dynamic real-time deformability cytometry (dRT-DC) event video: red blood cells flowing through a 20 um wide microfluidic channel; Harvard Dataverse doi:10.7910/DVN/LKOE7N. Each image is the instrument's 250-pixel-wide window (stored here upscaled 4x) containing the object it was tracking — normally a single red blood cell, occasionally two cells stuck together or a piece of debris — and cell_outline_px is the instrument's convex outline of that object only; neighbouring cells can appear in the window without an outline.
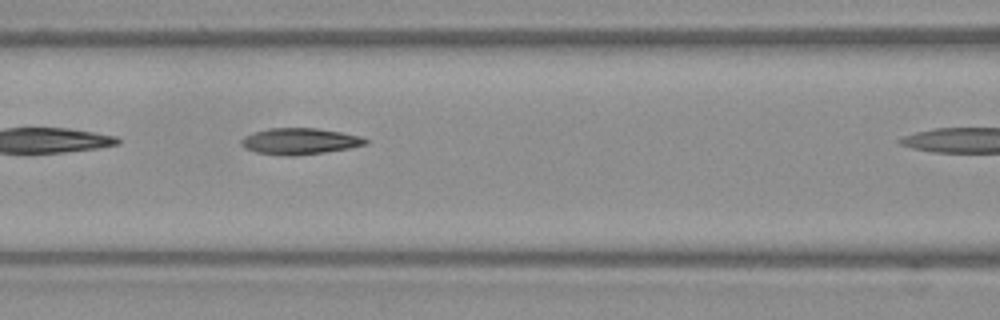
{"species": "Egyptian fruit bat (a non-hibernating species)", "species_latin": "Rousettus aegyptiacus", "temperature_condition": "warm", "stored_images_in_passage": 11, "camera_frame_rate_fps": 3000, "um_per_image_px": 0.085, "frame": {"image": 1, "passage_image": 7, "time_ms": 2.0, "image_size_px": [1000, 320], "cell_outline_px": [[368, 144], [348, 148], [324, 152], [296, 156], [280, 156], [256, 152], [244, 148], [240, 144], [240, 140], [244, 136], [268, 128], [316, 128], [340, 132], [360, 136], [368, 140]], "centroid_in_image_um": [25.44, 12.01], "position_along_channel_um": 141.2, "area_um2": 19.07}}